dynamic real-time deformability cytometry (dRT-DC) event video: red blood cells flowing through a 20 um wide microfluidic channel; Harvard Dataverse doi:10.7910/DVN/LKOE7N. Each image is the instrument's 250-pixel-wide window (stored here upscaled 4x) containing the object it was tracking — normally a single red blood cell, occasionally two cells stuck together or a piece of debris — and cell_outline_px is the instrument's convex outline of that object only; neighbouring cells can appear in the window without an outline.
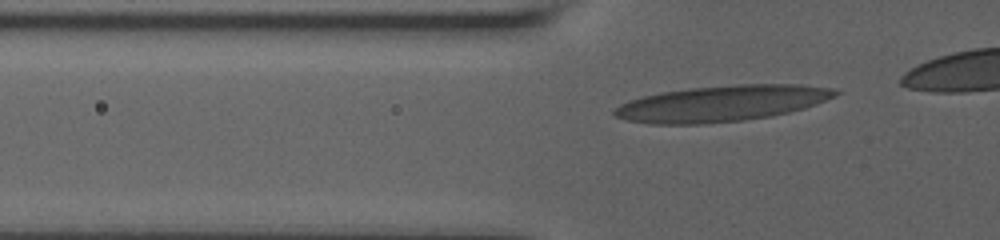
{"species": "human", "species_latin": "Homo sapiens", "temperature_condition": "room temperature", "stored_images_in_passage": 35, "camera_frame_rate_fps": 3000, "um_per_image_px": 0.085, "donor": {"sex": "male"}, "frame": {"image": 1, "passage_image": 4, "time_ms": 1.0, "image_size_px": [1000, 240], "cell_outline_px": [[840, 92], [816, 104], [804, 108], [772, 116], [740, 120], [704, 124], [652, 124], [628, 120], [616, 116], [612, 112], [620, 104], [628, 100], [660, 92], [692, 88], [736, 84], [800, 84], [832, 88]], "centroid_in_image_um": [61.33, 8.79], "position_along_channel_um": 64.5, "area_um2": 45.95}}
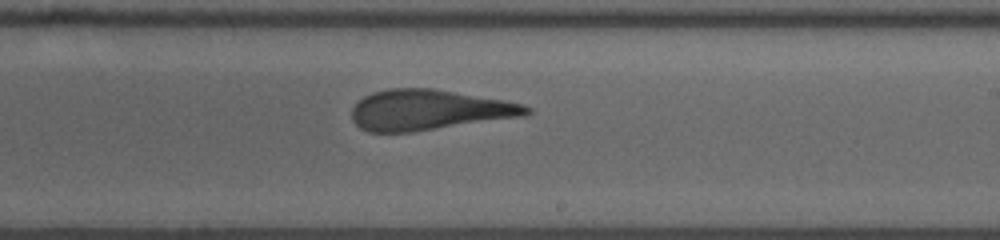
{"frame": {"image": 2, "passage_image": 20, "time_ms": 6.333, "image_size_px": [1000, 240], "cell_outline_px": [[532, 112], [524, 116], [412, 132], [368, 132], [360, 128], [352, 120], [352, 108], [364, 96], [372, 92], [388, 88], [432, 88], [504, 100], [524, 104], [532, 108]], "centroid_in_image_um": [36.45, 9.34], "position_along_channel_um": 252.5, "area_um2": 41.15}}
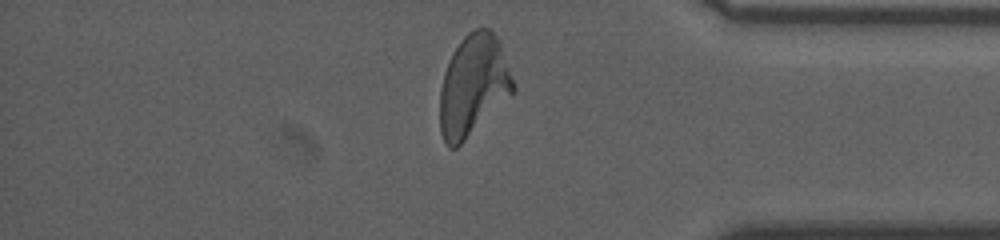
{"frame": {"image": 3, "passage_image": 33, "time_ms": 10.667, "image_size_px": [1000, 240], "cell_outline_px": [[516, 92], [456, 148], [448, 148], [440, 132], [440, 88], [444, 72], [452, 52], [460, 40], [468, 32], [476, 28], [488, 28], [500, 40], [516, 88]], "centroid_in_image_um": [40.24, 7.26], "position_along_channel_um": 395.0, "area_um2": 43.52}}